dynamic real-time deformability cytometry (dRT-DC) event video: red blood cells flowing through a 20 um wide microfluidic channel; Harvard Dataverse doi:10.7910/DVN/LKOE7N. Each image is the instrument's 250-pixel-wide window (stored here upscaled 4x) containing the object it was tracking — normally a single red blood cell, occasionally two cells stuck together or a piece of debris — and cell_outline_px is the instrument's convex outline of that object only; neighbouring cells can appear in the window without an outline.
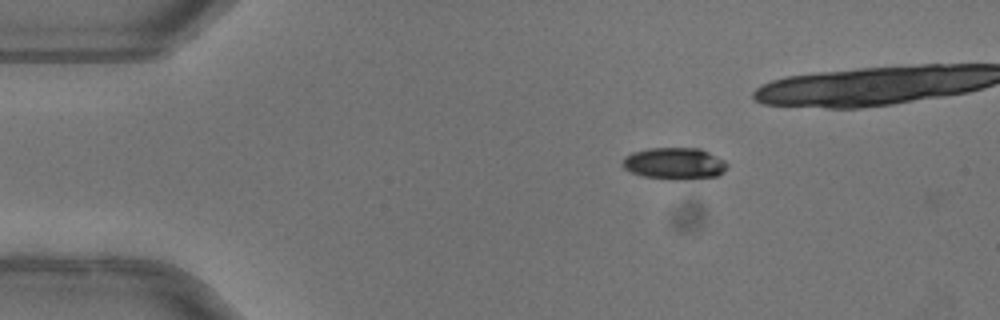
{"species": "common noctule bat (a hibernating species)", "species_latin": "Nyctalus noctula", "temperature_condition": "warm", "stored_images_in_passage": 4, "camera_frame_rate_fps": 3000, "um_per_image_px": 0.085, "animal": {"sex": "female"}, "frame": {"image": 1, "passage_image": 1, "time_ms": 0.0, "image_size_px": [1000, 320], "cell_outline_px": [[728, 164], [724, 172], [716, 176], [688, 180], [672, 180], [644, 176], [632, 172], [624, 168], [620, 164], [624, 156], [632, 152], [648, 148], [700, 148], [724, 160]], "centroid_in_image_um": [57.31, 13.9], "position_along_channel_um": 27.7, "area_um2": 19.59}}